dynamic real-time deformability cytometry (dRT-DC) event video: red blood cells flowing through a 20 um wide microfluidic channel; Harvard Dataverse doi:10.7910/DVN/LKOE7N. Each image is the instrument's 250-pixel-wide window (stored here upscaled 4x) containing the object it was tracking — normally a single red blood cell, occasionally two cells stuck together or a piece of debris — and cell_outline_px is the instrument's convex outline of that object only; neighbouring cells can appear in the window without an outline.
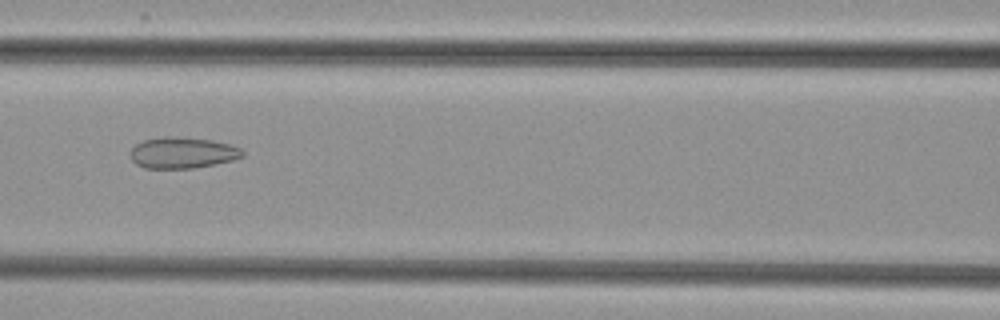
{"species": "common noctule bat (a hibernating species)", "species_latin": "Nyctalus noctula", "temperature_condition": "cold", "stored_images_in_passage": 53, "camera_frame_rate_fps": 3000, "um_per_image_px": 0.085, "animal": {"sex": "female", "body_mass_g": 29.2, "forearm_length_mm": 56.3}, "frame": {"image": 1, "passage_image": 24, "time_ms": 7.667, "image_size_px": [1000, 320], "cell_outline_px": [[244, 156], [232, 160], [192, 168], [144, 168], [136, 164], [132, 160], [132, 148], [136, 144], [144, 140], [164, 136], [172, 136], [212, 140], [232, 144], [240, 148], [244, 152]], "centroid_in_image_um": [15.53, 12.97], "position_along_channel_um": 151.1, "area_um2": 20.23}}
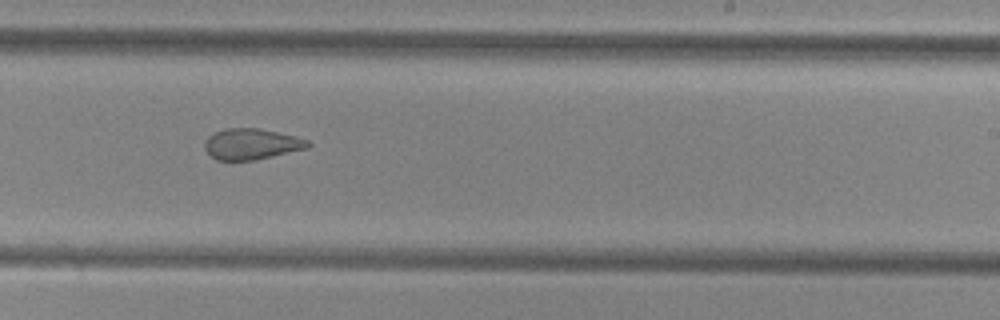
{"frame": {"image": 2, "passage_image": 33, "time_ms": 10.667, "image_size_px": [1000, 320], "cell_outline_px": [[312, 144], [308, 148], [256, 160], [216, 160], [204, 148], [204, 144], [208, 136], [224, 128], [260, 128], [296, 136], [308, 140]], "centroid_in_image_um": [21.4, 12.24], "position_along_channel_um": 267.6, "area_um2": 18.67}}
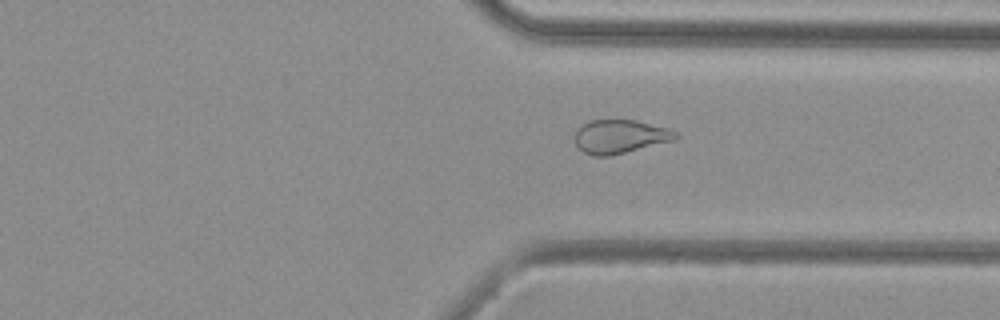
{"frame": {"image": 3, "passage_image": 40, "time_ms": 13.0, "image_size_px": [1000, 320], "cell_outline_px": [[680, 136], [676, 140], [608, 156], [592, 156], [584, 152], [576, 144], [576, 128], [580, 124], [592, 120], [632, 120], [668, 128], [676, 132]], "centroid_in_image_um": [52.7, 11.6], "position_along_channel_um": 358.7, "area_um2": 19.65}}